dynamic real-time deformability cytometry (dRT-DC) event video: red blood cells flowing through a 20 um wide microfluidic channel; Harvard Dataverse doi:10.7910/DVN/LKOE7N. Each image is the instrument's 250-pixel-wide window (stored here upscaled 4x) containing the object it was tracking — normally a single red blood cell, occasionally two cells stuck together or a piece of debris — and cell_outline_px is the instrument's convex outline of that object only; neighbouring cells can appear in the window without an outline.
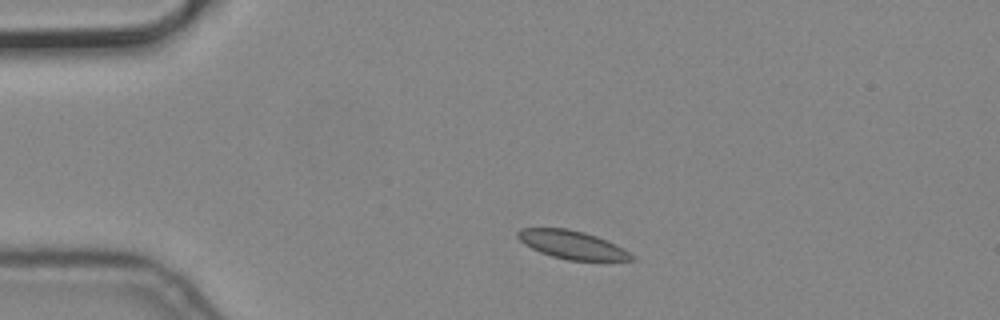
{"species": "common noctule bat (a hibernating species)", "species_latin": "Nyctalus noctula", "temperature_condition": "cold", "stored_images_in_passage": 3, "camera_frame_rate_fps": 3000, "um_per_image_px": 0.085, "animal": {"sex": "male", "body_mass_g": 19.2, "forearm_length_mm": 51.8}, "frame": {"image": 1, "passage_image": 1, "time_ms": 0.0, "image_size_px": [1000, 320], "cell_outline_px": [[636, 260], [568, 260], [552, 256], [540, 252], [524, 244], [516, 236], [516, 232], [520, 228], [568, 228], [584, 232], [596, 236], [636, 256]], "centroid_in_image_um": [48.57, 20.8], "position_along_channel_um": 36.4, "area_um2": 18.44}}
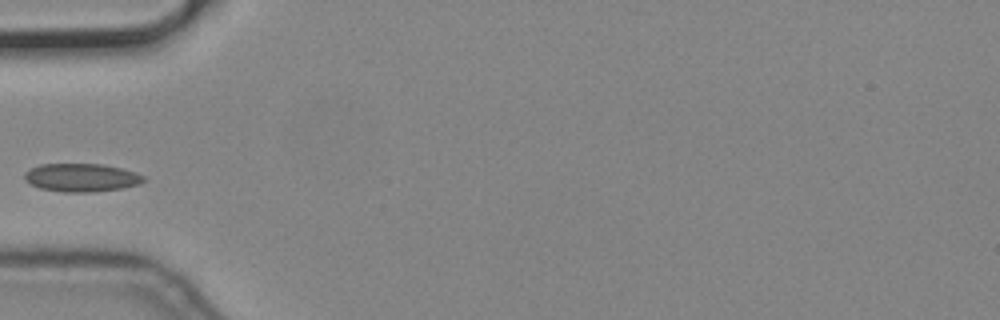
{"frame": {"image": 2, "passage_image": 3, "time_ms": 0.667, "image_size_px": [1000, 320], "cell_outline_px": [[144, 180], [140, 184], [124, 188], [92, 192], [64, 192], [40, 188], [24, 180], [24, 172], [40, 164], [104, 164], [136, 172], [144, 176]], "centroid_in_image_um": [6.93, 15.09], "position_along_channel_um": 78.1, "area_um2": 19.59}}